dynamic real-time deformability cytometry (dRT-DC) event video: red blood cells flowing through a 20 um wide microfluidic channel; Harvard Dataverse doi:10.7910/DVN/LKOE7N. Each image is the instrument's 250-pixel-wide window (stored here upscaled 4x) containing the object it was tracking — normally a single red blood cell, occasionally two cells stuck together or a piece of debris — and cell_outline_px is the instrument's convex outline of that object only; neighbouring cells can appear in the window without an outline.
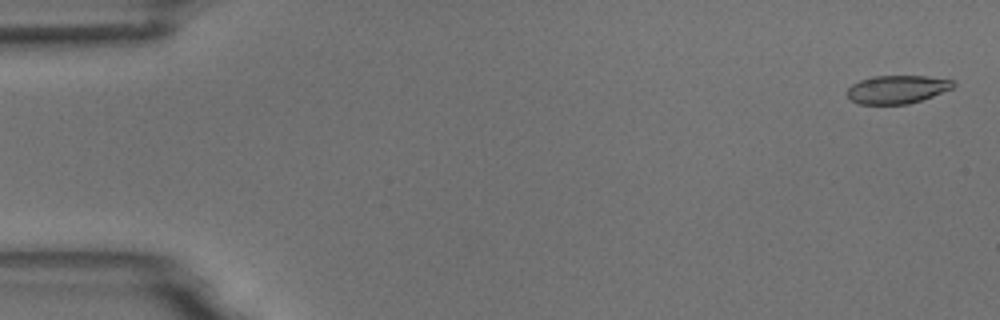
{"species": "common noctule bat (a hibernating species)", "species_latin": "Nyctalus noctula", "temperature_condition": "room temperature", "stored_images_in_passage": 4, "camera_frame_rate_fps": 3000, "um_per_image_px": 0.085, "animal": {"sex": "male", "body_mass_g": 18.8}, "frame": {"image": 1, "passage_image": 1, "time_ms": 0.0, "image_size_px": [1000, 320], "cell_outline_px": [[956, 84], [952, 88], [932, 96], [908, 104], [860, 104], [852, 100], [848, 96], [848, 88], [852, 84], [860, 80], [876, 76], [928, 76], [952, 80]], "centroid_in_image_um": [76.26, 7.59], "position_along_channel_um": 8.7, "area_um2": 17.22}}
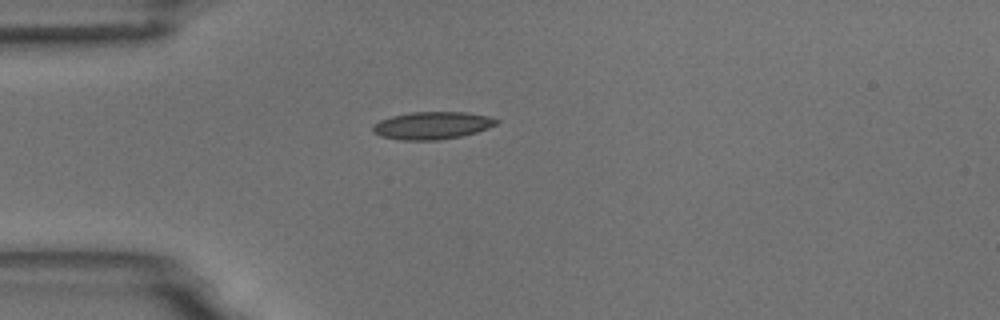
{"frame": {"image": 2, "passage_image": 4, "time_ms": 4.333, "image_size_px": [1000, 320], "cell_outline_px": [[500, 120], [496, 124], [488, 128], [476, 132], [460, 136], [436, 140], [400, 140], [380, 136], [372, 132], [372, 128], [380, 120], [392, 116], [412, 112], [464, 112], [488, 116]], "centroid_in_image_um": [36.72, 10.66], "position_along_channel_um": 48.3, "area_um2": 19.65}}